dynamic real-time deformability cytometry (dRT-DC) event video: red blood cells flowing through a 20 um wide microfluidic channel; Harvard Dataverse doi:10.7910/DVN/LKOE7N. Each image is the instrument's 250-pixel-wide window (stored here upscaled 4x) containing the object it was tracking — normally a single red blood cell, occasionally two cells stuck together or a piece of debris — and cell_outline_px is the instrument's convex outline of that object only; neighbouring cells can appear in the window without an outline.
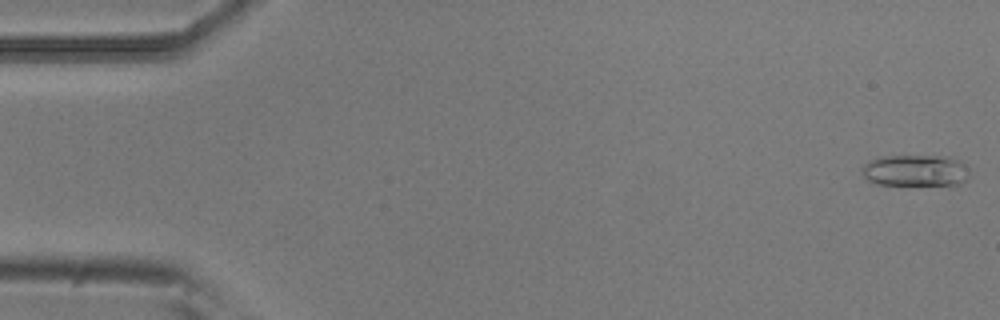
{"species": "common noctule bat (a hibernating species)", "species_latin": "Nyctalus noctula", "temperature_condition": "room temperature", "stored_images_in_passage": 54, "camera_frame_rate_fps": 3000, "um_per_image_px": 0.085, "animal": {"sex": "male", "body_mass_g": 20.5, "forearm_length_mm": 52.5}, "frame": {"image": 1, "passage_image": 1, "time_ms": 0.0, "image_size_px": [1000, 320], "cell_outline_px": [[968, 176], [960, 184], [876, 184], [868, 180], [864, 176], [864, 164], [868, 160], [876, 156], [948, 156], [964, 164]], "centroid_in_image_um": [77.76, 14.47], "position_along_channel_um": 7.2, "area_um2": 19.36}}
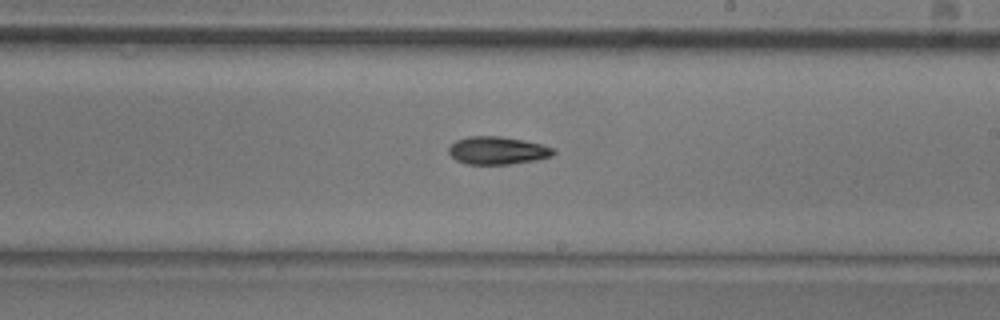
{"frame": {"image": 2, "passage_image": 31, "time_ms": 10.0, "image_size_px": [1000, 320], "cell_outline_px": [[556, 152], [552, 156], [540, 160], [508, 164], [464, 164], [456, 160], [448, 152], [448, 148], [456, 140], [468, 136], [500, 136], [524, 140], [540, 144], [552, 148]], "centroid_in_image_um": [42.28, 12.8], "position_along_channel_um": 246.7, "area_um2": 17.05}}
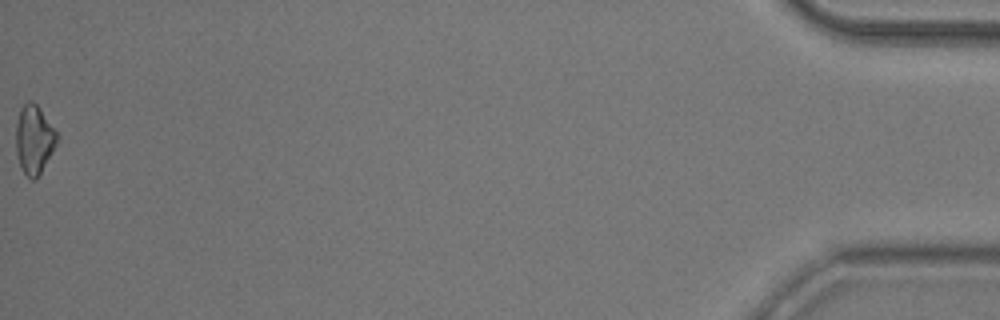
{"frame": {"image": 3, "passage_image": 54, "time_ms": 17.667, "image_size_px": [1000, 320], "cell_outline_px": [[60, 136], [52, 152], [36, 180], [32, 180], [24, 172], [20, 164], [16, 152], [16, 124], [20, 108], [28, 100], [32, 100], [40, 108]], "centroid_in_image_um": [2.9, 11.83], "position_along_channel_um": 432.3, "area_um2": 16.42}, "authors_computed_cell_mechanics": {"area_um2": 16.762, "velocity_mm_per_s": 3.7482, "shape_relaxation_time_tau1_ms": 4.5484, "shape_relaxation_time_tau2_ms": null, "deformation_change_tau1": 0.1122, "deformation_change_tau2": null}}